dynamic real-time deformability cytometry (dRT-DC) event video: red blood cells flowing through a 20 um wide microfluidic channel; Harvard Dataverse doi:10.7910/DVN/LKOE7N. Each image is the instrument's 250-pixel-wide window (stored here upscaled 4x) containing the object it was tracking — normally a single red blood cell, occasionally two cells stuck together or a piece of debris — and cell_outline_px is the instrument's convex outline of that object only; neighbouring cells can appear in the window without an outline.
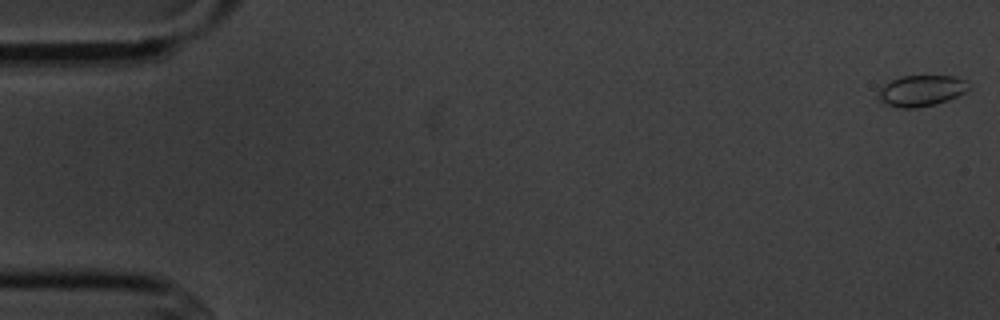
{"species": "common noctule bat (a hibernating species)", "species_latin": "Nyctalus noctula", "temperature_condition": "cold", "stored_images_in_passage": 7, "camera_frame_rate_fps": 3000, "um_per_image_px": 0.085, "animal": {"sex": "male", "body_mass_g": 20.1, "forearm_length_mm": 53.5}, "frame": {"image": 1, "passage_image": 1, "time_ms": 0.0, "image_size_px": [1000, 320], "cell_outline_px": [[968, 88], [964, 92], [948, 100], [936, 104], [916, 108], [900, 108], [876, 100], [876, 96], [880, 88], [884, 84], [900, 76], [952, 76], [964, 80]], "centroid_in_image_um": [78.23, 7.72], "position_along_channel_um": 6.8, "area_um2": 16.24}}
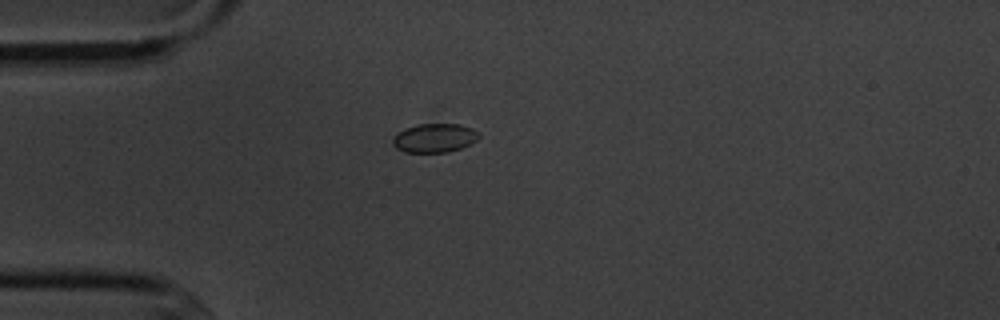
{"frame": {"image": 2, "passage_image": 5, "time_ms": 4.667, "image_size_px": [1000, 320], "cell_outline_px": [[480, 136], [476, 140], [460, 148], [448, 152], [404, 152], [396, 148], [392, 144], [392, 140], [396, 132], [404, 128], [416, 124], [460, 124], [472, 128]], "centroid_in_image_um": [36.87, 11.72], "position_along_channel_um": 48.1, "area_um2": 14.51}}
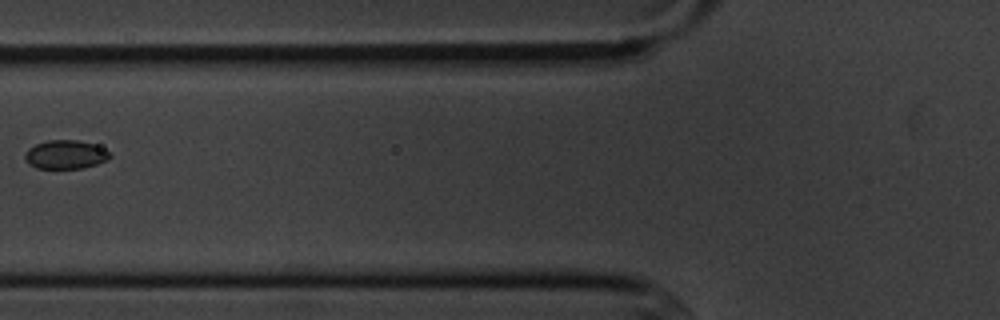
{"frame": {"image": 3, "passage_image": 7, "time_ms": 7.0, "image_size_px": [1000, 320], "cell_outline_px": [[112, 156], [108, 160], [84, 168], [36, 168], [28, 164], [24, 156], [24, 152], [28, 148], [36, 144], [48, 140], [76, 140], [92, 144], [108, 152]], "centroid_in_image_um": [5.52, 13.14], "position_along_channel_um": 120.3, "area_um2": 14.1}}